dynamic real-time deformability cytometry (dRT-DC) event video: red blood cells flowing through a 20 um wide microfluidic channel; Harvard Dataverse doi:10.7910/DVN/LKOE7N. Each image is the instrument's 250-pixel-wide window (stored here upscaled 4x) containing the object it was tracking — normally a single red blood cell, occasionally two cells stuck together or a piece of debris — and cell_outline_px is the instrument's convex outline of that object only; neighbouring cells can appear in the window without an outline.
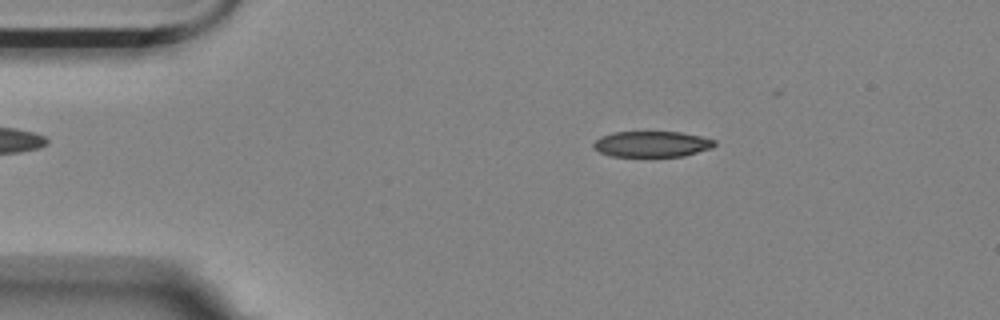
{"species": "Egyptian fruit bat (a non-hibernating species)", "species_latin": "Rousettus aegyptiacus", "temperature_condition": "room temperature", "stored_images_in_passage": 55, "camera_frame_rate_fps": 3000, "um_per_image_px": 0.085, "animal": {"sex": "female"}, "frame": {"image": 1, "passage_image": 9, "time_ms": 2.667, "image_size_px": [1000, 320], "cell_outline_px": [[716, 144], [712, 148], [684, 156], [608, 156], [600, 152], [592, 144], [596, 140], [604, 136], [616, 132], [680, 132], [700, 136], [716, 140]], "centroid_in_image_um": [55.45, 12.25], "position_along_channel_um": 29.5, "area_um2": 18.03}}
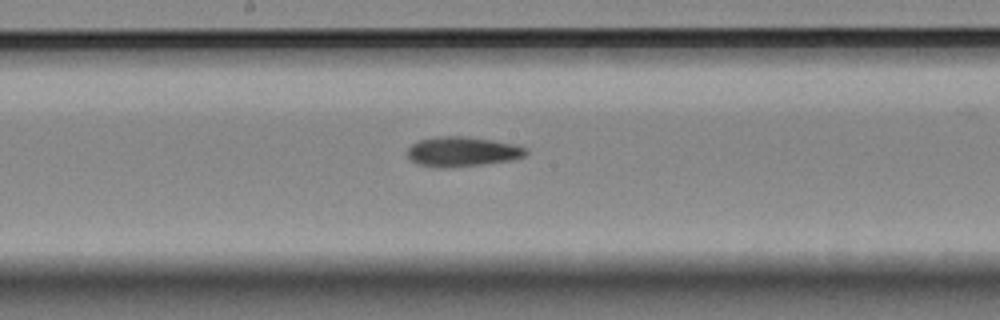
{"frame": {"image": 2, "passage_image": 28, "time_ms": 9.0, "image_size_px": [1000, 320], "cell_outline_px": [[528, 152], [524, 156], [512, 160], [484, 164], [448, 168], [432, 168], [416, 164], [408, 156], [408, 148], [412, 144], [420, 140], [436, 136], [464, 136], [492, 140], [516, 144], [528, 148]], "centroid_in_image_um": [39.3, 12.9], "position_along_channel_um": 208.9, "area_um2": 20.87}}
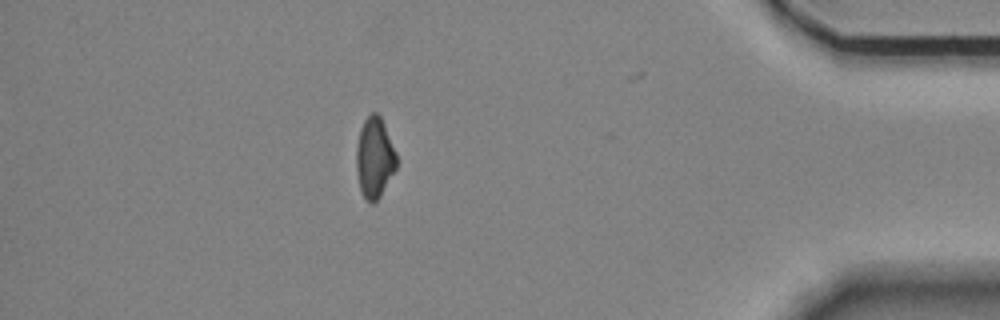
{"frame": {"image": 3, "passage_image": 48, "time_ms": 15.667, "image_size_px": [1000, 320], "cell_outline_px": [[396, 168], [380, 196], [372, 204], [364, 196], [360, 188], [356, 168], [356, 144], [360, 128], [364, 120], [372, 112], [376, 112], [380, 116], [384, 124], [396, 152]], "centroid_in_image_um": [31.82, 13.37], "position_along_channel_um": 403.4, "area_um2": 18.67}, "authors_computed_cell_mechanics": {"area_um2": 19.8832, "velocity_mm_per_s": 3.5667, "shape_relaxation_time_tau1_ms": null, "shape_relaxation_time_tau2_ms": 9.8941, "deformation_change_tau1": null, "deformation_change_tau2": 0.1779}}